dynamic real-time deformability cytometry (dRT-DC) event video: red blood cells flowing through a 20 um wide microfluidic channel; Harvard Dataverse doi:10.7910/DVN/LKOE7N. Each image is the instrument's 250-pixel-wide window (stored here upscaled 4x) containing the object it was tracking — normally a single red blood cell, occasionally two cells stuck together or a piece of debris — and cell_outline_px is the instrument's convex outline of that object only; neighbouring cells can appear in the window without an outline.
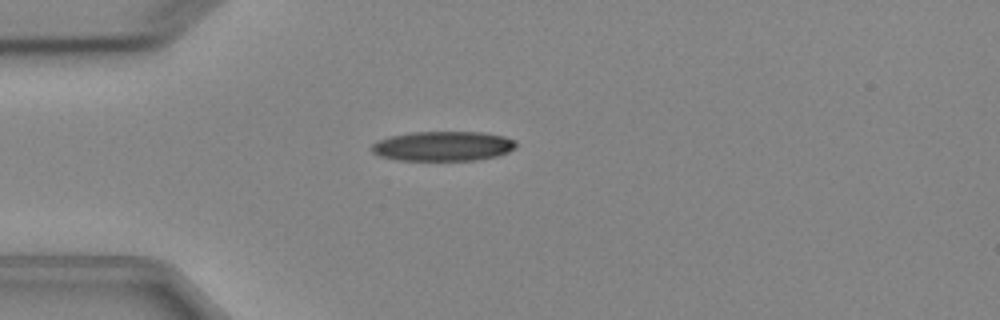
{"species": "Egyptian fruit bat (a non-hibernating species)", "species_latin": "Rousettus aegyptiacus", "temperature_condition": "cold", "stored_images_in_passage": 1, "camera_frame_rate_fps": 3000, "um_per_image_px": 0.085, "animal": {"sex": "female"}, "frame": {"image": 1, "passage_image": 1, "time_ms": 0.0, "image_size_px": [1000, 320], "cell_outline_px": [[516, 144], [508, 152], [496, 156], [476, 160], [396, 160], [380, 156], [372, 152], [372, 144], [380, 140], [392, 136], [412, 132], [484, 132], [504, 136], [516, 140]], "centroid_in_image_um": [37.67, 12.42], "position_along_channel_um": 47.3, "area_um2": 24.85}}